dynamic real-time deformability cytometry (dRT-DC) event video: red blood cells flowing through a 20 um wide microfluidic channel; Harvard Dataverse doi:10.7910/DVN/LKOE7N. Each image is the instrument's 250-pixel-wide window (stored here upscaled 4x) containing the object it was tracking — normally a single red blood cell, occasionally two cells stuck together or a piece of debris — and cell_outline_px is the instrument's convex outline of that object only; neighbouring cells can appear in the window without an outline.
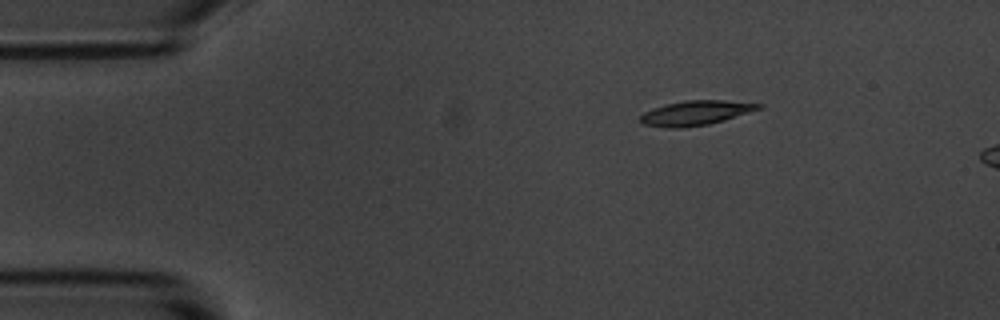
{"species": "common noctule bat (a hibernating species)", "species_latin": "Nyctalus noctula", "temperature_condition": "room temperature", "stored_images_in_passage": 3, "camera_frame_rate_fps": 3000, "um_per_image_px": 0.085, "animal": {"sex": "male", "body_mass_g": 20.1, "forearm_length_mm": 53.5}, "frame": {"image": 1, "passage_image": 1, "time_ms": 0.0, "image_size_px": [1000, 320], "cell_outline_px": [[764, 108], [724, 120], [708, 124], [680, 128], [668, 128], [644, 124], [640, 120], [640, 116], [644, 112], [652, 108], [668, 104], [688, 100], [724, 100], [764, 104]], "centroid_in_image_um": [59.18, 9.59], "position_along_channel_um": 25.8, "area_um2": 16.88}}